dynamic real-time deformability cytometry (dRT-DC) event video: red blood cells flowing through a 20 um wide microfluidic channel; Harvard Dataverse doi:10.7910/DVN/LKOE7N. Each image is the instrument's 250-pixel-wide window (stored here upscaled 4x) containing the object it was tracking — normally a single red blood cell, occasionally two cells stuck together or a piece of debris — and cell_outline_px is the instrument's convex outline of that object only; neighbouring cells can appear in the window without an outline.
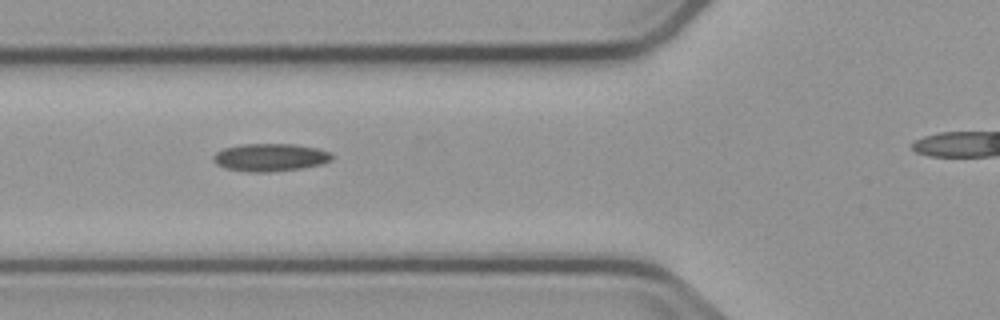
{"species": "common noctule bat (a hibernating species)", "species_latin": "Nyctalus noctula", "temperature_condition": "cold", "stored_images_in_passage": 8, "camera_frame_rate_fps": 3000, "um_per_image_px": 0.085, "animal": {"sex": "male", "body_mass_g": 23.1, "forearm_length_mm": 52.7}, "frame": {"image": 1, "passage_image": 5, "time_ms": 4.667, "image_size_px": [1000, 320], "cell_outline_px": [[332, 160], [324, 164], [300, 168], [272, 172], [248, 172], [224, 168], [216, 164], [212, 160], [212, 156], [216, 152], [224, 148], [244, 144], [296, 144], [316, 148], [332, 152]], "centroid_in_image_um": [22.97, 13.38], "position_along_channel_um": 102.8, "area_um2": 19.36}}
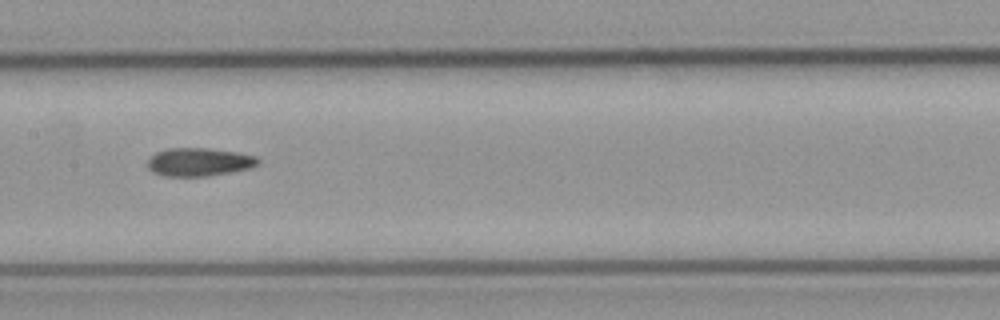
{"frame": {"image": 2, "passage_image": 7, "time_ms": 7.0, "image_size_px": [1000, 320], "cell_outline_px": [[260, 164], [252, 168], [232, 172], [208, 176], [164, 176], [152, 172], [148, 168], [148, 160], [156, 152], [168, 148], [208, 148], [240, 152], [256, 156], [260, 160]], "centroid_in_image_um": [16.97, 13.77], "position_along_channel_um": 190.4, "area_um2": 18.44}}
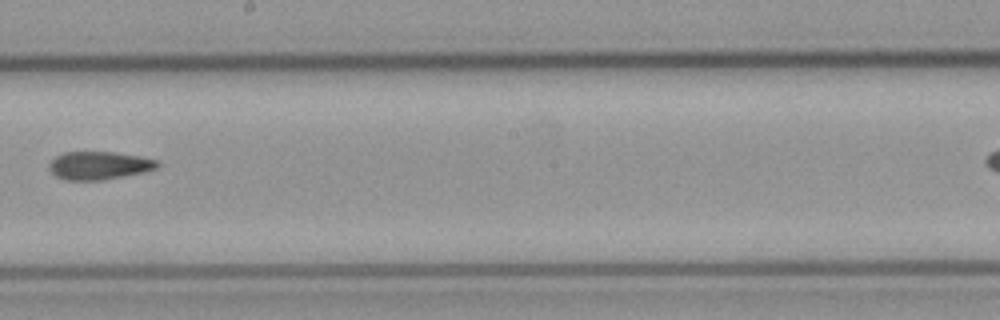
{"frame": {"image": 3, "passage_image": 8, "time_ms": 8.333, "image_size_px": [1000, 320], "cell_outline_px": [[160, 164], [156, 168], [144, 172], [100, 180], [64, 180], [56, 176], [48, 168], [48, 164], [56, 156], [64, 152], [112, 152], [140, 156], [156, 160]], "centroid_in_image_um": [8.39, 14.06], "position_along_channel_um": 239.8, "area_um2": 17.57}}